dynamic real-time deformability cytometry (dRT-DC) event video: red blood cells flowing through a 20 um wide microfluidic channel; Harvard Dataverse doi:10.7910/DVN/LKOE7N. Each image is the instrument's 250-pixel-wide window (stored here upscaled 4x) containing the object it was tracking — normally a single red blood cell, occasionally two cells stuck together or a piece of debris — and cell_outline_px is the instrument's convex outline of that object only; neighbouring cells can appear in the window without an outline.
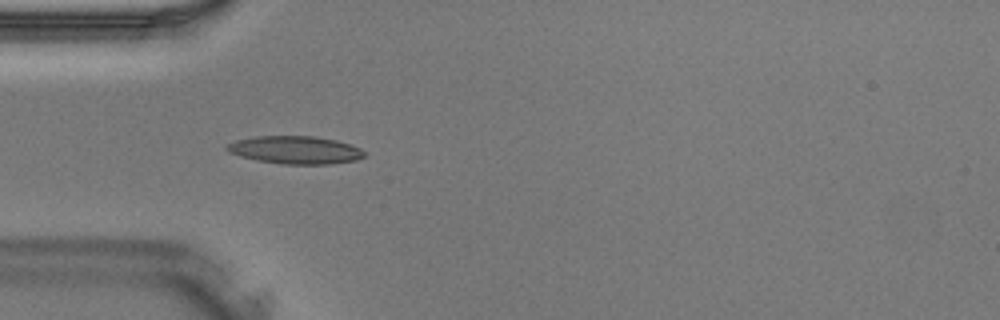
{"species": "Egyptian fruit bat (a non-hibernating species)", "species_latin": "Rousettus aegyptiacus", "temperature_condition": "warm", "stored_images_in_passage": 29, "camera_frame_rate_fps": 3000, "um_per_image_px": 0.085, "animal": {"sex": "male"}, "frame": {"image": 1, "passage_image": 1, "time_ms": 0.0, "image_size_px": [1000, 320], "cell_outline_px": [[364, 156], [356, 160], [328, 164], [280, 164], [240, 156], [228, 152], [224, 148], [228, 144], [236, 140], [256, 136], [316, 136], [336, 140], [360, 148], [364, 152]], "centroid_in_image_um": [25.08, 12.74], "position_along_channel_um": 59.9, "area_um2": 22.14}}
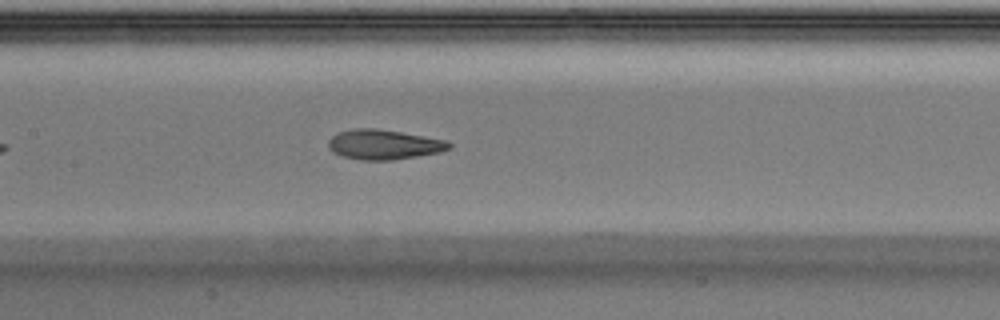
{"frame": {"image": 2, "passage_image": 8, "time_ms": 2.333, "image_size_px": [1000, 320], "cell_outline_px": [[452, 148], [440, 152], [392, 160], [360, 160], [344, 156], [332, 152], [328, 148], [328, 140], [332, 136], [340, 132], [356, 128], [376, 128], [448, 140], [452, 144]], "centroid_in_image_um": [32.64, 12.28], "position_along_channel_um": 174.8, "area_um2": 20.98}}
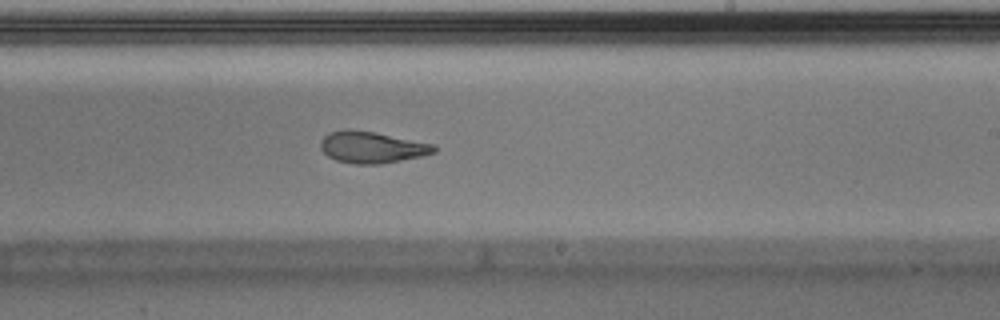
{"frame": {"image": 3, "passage_image": 13, "time_ms": 4.0, "image_size_px": [1000, 320], "cell_outline_px": [[436, 152], [420, 156], [380, 164], [356, 164], [336, 160], [328, 156], [320, 148], [320, 140], [328, 132], [344, 128], [348, 128], [376, 132], [436, 144]], "centroid_in_image_um": [31.59, 12.49], "position_along_channel_um": 257.4, "area_um2": 21.1}}